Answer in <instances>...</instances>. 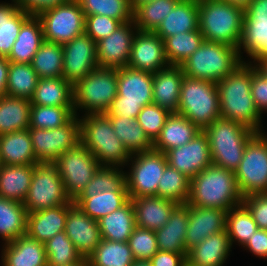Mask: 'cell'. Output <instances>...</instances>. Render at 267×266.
<instances>
[{"instance_id":"cell-1","label":"cell","mask_w":267,"mask_h":266,"mask_svg":"<svg viewBox=\"0 0 267 266\" xmlns=\"http://www.w3.org/2000/svg\"><path fill=\"white\" fill-rule=\"evenodd\" d=\"M244 61L232 73L218 81L220 115L262 133V115L251 95V62Z\"/></svg>"},{"instance_id":"cell-2","label":"cell","mask_w":267,"mask_h":266,"mask_svg":"<svg viewBox=\"0 0 267 266\" xmlns=\"http://www.w3.org/2000/svg\"><path fill=\"white\" fill-rule=\"evenodd\" d=\"M242 201L233 171L211 164L191 178L189 205L228 211Z\"/></svg>"},{"instance_id":"cell-3","label":"cell","mask_w":267,"mask_h":266,"mask_svg":"<svg viewBox=\"0 0 267 266\" xmlns=\"http://www.w3.org/2000/svg\"><path fill=\"white\" fill-rule=\"evenodd\" d=\"M80 142L97 158L100 165H129L131 154L113 130L105 113L81 116Z\"/></svg>"},{"instance_id":"cell-4","label":"cell","mask_w":267,"mask_h":266,"mask_svg":"<svg viewBox=\"0 0 267 266\" xmlns=\"http://www.w3.org/2000/svg\"><path fill=\"white\" fill-rule=\"evenodd\" d=\"M212 164L235 172L248 142L257 134L246 125L224 118L205 128Z\"/></svg>"},{"instance_id":"cell-5","label":"cell","mask_w":267,"mask_h":266,"mask_svg":"<svg viewBox=\"0 0 267 266\" xmlns=\"http://www.w3.org/2000/svg\"><path fill=\"white\" fill-rule=\"evenodd\" d=\"M198 7L204 40L238 48L244 11L224 0H198Z\"/></svg>"},{"instance_id":"cell-6","label":"cell","mask_w":267,"mask_h":266,"mask_svg":"<svg viewBox=\"0 0 267 266\" xmlns=\"http://www.w3.org/2000/svg\"><path fill=\"white\" fill-rule=\"evenodd\" d=\"M242 63L237 47L204 40L181 68L189 78L217 83Z\"/></svg>"},{"instance_id":"cell-7","label":"cell","mask_w":267,"mask_h":266,"mask_svg":"<svg viewBox=\"0 0 267 266\" xmlns=\"http://www.w3.org/2000/svg\"><path fill=\"white\" fill-rule=\"evenodd\" d=\"M177 114L188 118L201 131L221 118L217 84L184 75Z\"/></svg>"},{"instance_id":"cell-8","label":"cell","mask_w":267,"mask_h":266,"mask_svg":"<svg viewBox=\"0 0 267 266\" xmlns=\"http://www.w3.org/2000/svg\"><path fill=\"white\" fill-rule=\"evenodd\" d=\"M117 96V69L98 67L73 86L74 113H106Z\"/></svg>"},{"instance_id":"cell-9","label":"cell","mask_w":267,"mask_h":266,"mask_svg":"<svg viewBox=\"0 0 267 266\" xmlns=\"http://www.w3.org/2000/svg\"><path fill=\"white\" fill-rule=\"evenodd\" d=\"M65 204H74V201L67 195L57 167L50 162L35 164L29 192L23 203L27 212Z\"/></svg>"},{"instance_id":"cell-10","label":"cell","mask_w":267,"mask_h":266,"mask_svg":"<svg viewBox=\"0 0 267 266\" xmlns=\"http://www.w3.org/2000/svg\"><path fill=\"white\" fill-rule=\"evenodd\" d=\"M242 197L267 193V135L257 133L246 145L240 165L235 170Z\"/></svg>"},{"instance_id":"cell-11","label":"cell","mask_w":267,"mask_h":266,"mask_svg":"<svg viewBox=\"0 0 267 266\" xmlns=\"http://www.w3.org/2000/svg\"><path fill=\"white\" fill-rule=\"evenodd\" d=\"M128 162H131L130 172L125 173L129 198L156 196L159 180L168 164L166 155L152 149L131 154Z\"/></svg>"},{"instance_id":"cell-12","label":"cell","mask_w":267,"mask_h":266,"mask_svg":"<svg viewBox=\"0 0 267 266\" xmlns=\"http://www.w3.org/2000/svg\"><path fill=\"white\" fill-rule=\"evenodd\" d=\"M37 17L41 21L45 41L63 45L85 33V14L77 0L44 10Z\"/></svg>"},{"instance_id":"cell-13","label":"cell","mask_w":267,"mask_h":266,"mask_svg":"<svg viewBox=\"0 0 267 266\" xmlns=\"http://www.w3.org/2000/svg\"><path fill=\"white\" fill-rule=\"evenodd\" d=\"M53 164L64 183L71 200H75L85 189L100 167L97 158L80 142L75 148L60 155Z\"/></svg>"},{"instance_id":"cell-14","label":"cell","mask_w":267,"mask_h":266,"mask_svg":"<svg viewBox=\"0 0 267 266\" xmlns=\"http://www.w3.org/2000/svg\"><path fill=\"white\" fill-rule=\"evenodd\" d=\"M79 117L75 115L67 124L58 128H28L38 162L53 163L60 155L80 143Z\"/></svg>"},{"instance_id":"cell-15","label":"cell","mask_w":267,"mask_h":266,"mask_svg":"<svg viewBox=\"0 0 267 266\" xmlns=\"http://www.w3.org/2000/svg\"><path fill=\"white\" fill-rule=\"evenodd\" d=\"M63 46V77L74 86L98 68L96 42L86 33Z\"/></svg>"},{"instance_id":"cell-16","label":"cell","mask_w":267,"mask_h":266,"mask_svg":"<svg viewBox=\"0 0 267 266\" xmlns=\"http://www.w3.org/2000/svg\"><path fill=\"white\" fill-rule=\"evenodd\" d=\"M138 28L134 20L122 23L111 35L96 43L97 64L119 69L128 65L132 42Z\"/></svg>"},{"instance_id":"cell-17","label":"cell","mask_w":267,"mask_h":266,"mask_svg":"<svg viewBox=\"0 0 267 266\" xmlns=\"http://www.w3.org/2000/svg\"><path fill=\"white\" fill-rule=\"evenodd\" d=\"M165 155L172 168L190 179L212 164L210 146L204 131L198 133L187 144L168 150Z\"/></svg>"},{"instance_id":"cell-18","label":"cell","mask_w":267,"mask_h":266,"mask_svg":"<svg viewBox=\"0 0 267 266\" xmlns=\"http://www.w3.org/2000/svg\"><path fill=\"white\" fill-rule=\"evenodd\" d=\"M127 66L150 73L170 66L163 40L155 32L137 30Z\"/></svg>"},{"instance_id":"cell-19","label":"cell","mask_w":267,"mask_h":266,"mask_svg":"<svg viewBox=\"0 0 267 266\" xmlns=\"http://www.w3.org/2000/svg\"><path fill=\"white\" fill-rule=\"evenodd\" d=\"M64 232L83 258H88L98 247L101 234L98 221L90 218L75 203L67 211Z\"/></svg>"},{"instance_id":"cell-20","label":"cell","mask_w":267,"mask_h":266,"mask_svg":"<svg viewBox=\"0 0 267 266\" xmlns=\"http://www.w3.org/2000/svg\"><path fill=\"white\" fill-rule=\"evenodd\" d=\"M227 211L218 208L197 207L188 204V224L185 249L193 246L212 234L226 230Z\"/></svg>"},{"instance_id":"cell-21","label":"cell","mask_w":267,"mask_h":266,"mask_svg":"<svg viewBox=\"0 0 267 266\" xmlns=\"http://www.w3.org/2000/svg\"><path fill=\"white\" fill-rule=\"evenodd\" d=\"M153 73L125 66L117 69V95L120 102L153 104Z\"/></svg>"},{"instance_id":"cell-22","label":"cell","mask_w":267,"mask_h":266,"mask_svg":"<svg viewBox=\"0 0 267 266\" xmlns=\"http://www.w3.org/2000/svg\"><path fill=\"white\" fill-rule=\"evenodd\" d=\"M183 77L181 66L175 65L153 73V104L170 113H177Z\"/></svg>"},{"instance_id":"cell-23","label":"cell","mask_w":267,"mask_h":266,"mask_svg":"<svg viewBox=\"0 0 267 266\" xmlns=\"http://www.w3.org/2000/svg\"><path fill=\"white\" fill-rule=\"evenodd\" d=\"M1 255V266H48L44 243L27 234L5 243Z\"/></svg>"},{"instance_id":"cell-24","label":"cell","mask_w":267,"mask_h":266,"mask_svg":"<svg viewBox=\"0 0 267 266\" xmlns=\"http://www.w3.org/2000/svg\"><path fill=\"white\" fill-rule=\"evenodd\" d=\"M72 205H59L28 213L26 234L45 244L55 234L65 230L67 211Z\"/></svg>"},{"instance_id":"cell-25","label":"cell","mask_w":267,"mask_h":266,"mask_svg":"<svg viewBox=\"0 0 267 266\" xmlns=\"http://www.w3.org/2000/svg\"><path fill=\"white\" fill-rule=\"evenodd\" d=\"M134 208L136 226L156 231L168 221L176 202L159 196H142L130 199Z\"/></svg>"},{"instance_id":"cell-26","label":"cell","mask_w":267,"mask_h":266,"mask_svg":"<svg viewBox=\"0 0 267 266\" xmlns=\"http://www.w3.org/2000/svg\"><path fill=\"white\" fill-rule=\"evenodd\" d=\"M227 231L212 234L193 246L187 252L189 266H224L231 251Z\"/></svg>"},{"instance_id":"cell-27","label":"cell","mask_w":267,"mask_h":266,"mask_svg":"<svg viewBox=\"0 0 267 266\" xmlns=\"http://www.w3.org/2000/svg\"><path fill=\"white\" fill-rule=\"evenodd\" d=\"M188 224V204H178L167 223L155 231L158 250L187 253L185 249Z\"/></svg>"},{"instance_id":"cell-28","label":"cell","mask_w":267,"mask_h":266,"mask_svg":"<svg viewBox=\"0 0 267 266\" xmlns=\"http://www.w3.org/2000/svg\"><path fill=\"white\" fill-rule=\"evenodd\" d=\"M198 0H180L154 31L162 40L199 28Z\"/></svg>"},{"instance_id":"cell-29","label":"cell","mask_w":267,"mask_h":266,"mask_svg":"<svg viewBox=\"0 0 267 266\" xmlns=\"http://www.w3.org/2000/svg\"><path fill=\"white\" fill-rule=\"evenodd\" d=\"M242 49L253 62L267 59V16H243L238 53L244 62Z\"/></svg>"},{"instance_id":"cell-30","label":"cell","mask_w":267,"mask_h":266,"mask_svg":"<svg viewBox=\"0 0 267 266\" xmlns=\"http://www.w3.org/2000/svg\"><path fill=\"white\" fill-rule=\"evenodd\" d=\"M201 130L188 118L171 113L160 135L153 142V149L166 153L168 150L183 146L191 141Z\"/></svg>"},{"instance_id":"cell-31","label":"cell","mask_w":267,"mask_h":266,"mask_svg":"<svg viewBox=\"0 0 267 266\" xmlns=\"http://www.w3.org/2000/svg\"><path fill=\"white\" fill-rule=\"evenodd\" d=\"M1 165H31L39 163L33 152L28 129L0 135Z\"/></svg>"},{"instance_id":"cell-32","label":"cell","mask_w":267,"mask_h":266,"mask_svg":"<svg viewBox=\"0 0 267 266\" xmlns=\"http://www.w3.org/2000/svg\"><path fill=\"white\" fill-rule=\"evenodd\" d=\"M43 41L41 21L37 15H31L22 24L19 35L7 59L10 62L31 64Z\"/></svg>"},{"instance_id":"cell-33","label":"cell","mask_w":267,"mask_h":266,"mask_svg":"<svg viewBox=\"0 0 267 266\" xmlns=\"http://www.w3.org/2000/svg\"><path fill=\"white\" fill-rule=\"evenodd\" d=\"M34 165H1L0 196L23 204L29 192Z\"/></svg>"},{"instance_id":"cell-34","label":"cell","mask_w":267,"mask_h":266,"mask_svg":"<svg viewBox=\"0 0 267 266\" xmlns=\"http://www.w3.org/2000/svg\"><path fill=\"white\" fill-rule=\"evenodd\" d=\"M32 105L74 107L73 86L64 77L38 79Z\"/></svg>"},{"instance_id":"cell-35","label":"cell","mask_w":267,"mask_h":266,"mask_svg":"<svg viewBox=\"0 0 267 266\" xmlns=\"http://www.w3.org/2000/svg\"><path fill=\"white\" fill-rule=\"evenodd\" d=\"M98 225L102 239L128 242L136 227L135 213L131 200L121 208L99 219Z\"/></svg>"},{"instance_id":"cell-36","label":"cell","mask_w":267,"mask_h":266,"mask_svg":"<svg viewBox=\"0 0 267 266\" xmlns=\"http://www.w3.org/2000/svg\"><path fill=\"white\" fill-rule=\"evenodd\" d=\"M32 104L29 99L3 95L0 97V135L30 127Z\"/></svg>"},{"instance_id":"cell-37","label":"cell","mask_w":267,"mask_h":266,"mask_svg":"<svg viewBox=\"0 0 267 266\" xmlns=\"http://www.w3.org/2000/svg\"><path fill=\"white\" fill-rule=\"evenodd\" d=\"M31 16L12 0L0 3V56L8 57L22 24Z\"/></svg>"},{"instance_id":"cell-38","label":"cell","mask_w":267,"mask_h":266,"mask_svg":"<svg viewBox=\"0 0 267 266\" xmlns=\"http://www.w3.org/2000/svg\"><path fill=\"white\" fill-rule=\"evenodd\" d=\"M27 215L22 203L0 196V237L4 244L26 234Z\"/></svg>"},{"instance_id":"cell-39","label":"cell","mask_w":267,"mask_h":266,"mask_svg":"<svg viewBox=\"0 0 267 266\" xmlns=\"http://www.w3.org/2000/svg\"><path fill=\"white\" fill-rule=\"evenodd\" d=\"M113 130L130 154L153 149V142L146 135L137 119L107 115Z\"/></svg>"},{"instance_id":"cell-40","label":"cell","mask_w":267,"mask_h":266,"mask_svg":"<svg viewBox=\"0 0 267 266\" xmlns=\"http://www.w3.org/2000/svg\"><path fill=\"white\" fill-rule=\"evenodd\" d=\"M129 200L128 191H103L93 197L76 198L74 203L90 218L98 221L124 206Z\"/></svg>"},{"instance_id":"cell-41","label":"cell","mask_w":267,"mask_h":266,"mask_svg":"<svg viewBox=\"0 0 267 266\" xmlns=\"http://www.w3.org/2000/svg\"><path fill=\"white\" fill-rule=\"evenodd\" d=\"M87 260L89 266H131L135 259L128 242L101 239Z\"/></svg>"},{"instance_id":"cell-42","label":"cell","mask_w":267,"mask_h":266,"mask_svg":"<svg viewBox=\"0 0 267 266\" xmlns=\"http://www.w3.org/2000/svg\"><path fill=\"white\" fill-rule=\"evenodd\" d=\"M31 65L39 79L63 77V46L44 40Z\"/></svg>"},{"instance_id":"cell-43","label":"cell","mask_w":267,"mask_h":266,"mask_svg":"<svg viewBox=\"0 0 267 266\" xmlns=\"http://www.w3.org/2000/svg\"><path fill=\"white\" fill-rule=\"evenodd\" d=\"M119 166L100 165L77 198L93 197L103 191H127L126 173Z\"/></svg>"},{"instance_id":"cell-44","label":"cell","mask_w":267,"mask_h":266,"mask_svg":"<svg viewBox=\"0 0 267 266\" xmlns=\"http://www.w3.org/2000/svg\"><path fill=\"white\" fill-rule=\"evenodd\" d=\"M166 57L170 65L181 66L204 42L199 30L183 32L163 39Z\"/></svg>"},{"instance_id":"cell-45","label":"cell","mask_w":267,"mask_h":266,"mask_svg":"<svg viewBox=\"0 0 267 266\" xmlns=\"http://www.w3.org/2000/svg\"><path fill=\"white\" fill-rule=\"evenodd\" d=\"M31 64L9 62L6 95L31 99L38 82Z\"/></svg>"},{"instance_id":"cell-46","label":"cell","mask_w":267,"mask_h":266,"mask_svg":"<svg viewBox=\"0 0 267 266\" xmlns=\"http://www.w3.org/2000/svg\"><path fill=\"white\" fill-rule=\"evenodd\" d=\"M257 229L258 226L251 212L243 203L227 211L226 231L231 246H233L234 242H237L239 246L244 247L249 241V237L253 236Z\"/></svg>"},{"instance_id":"cell-47","label":"cell","mask_w":267,"mask_h":266,"mask_svg":"<svg viewBox=\"0 0 267 266\" xmlns=\"http://www.w3.org/2000/svg\"><path fill=\"white\" fill-rule=\"evenodd\" d=\"M180 0H153L133 10V20L140 31L154 32Z\"/></svg>"},{"instance_id":"cell-48","label":"cell","mask_w":267,"mask_h":266,"mask_svg":"<svg viewBox=\"0 0 267 266\" xmlns=\"http://www.w3.org/2000/svg\"><path fill=\"white\" fill-rule=\"evenodd\" d=\"M190 185L191 179L188 176L167 164L159 180L156 196L177 204H186L190 195Z\"/></svg>"},{"instance_id":"cell-49","label":"cell","mask_w":267,"mask_h":266,"mask_svg":"<svg viewBox=\"0 0 267 266\" xmlns=\"http://www.w3.org/2000/svg\"><path fill=\"white\" fill-rule=\"evenodd\" d=\"M85 15H104L122 23L133 20L129 0H77Z\"/></svg>"},{"instance_id":"cell-50","label":"cell","mask_w":267,"mask_h":266,"mask_svg":"<svg viewBox=\"0 0 267 266\" xmlns=\"http://www.w3.org/2000/svg\"><path fill=\"white\" fill-rule=\"evenodd\" d=\"M48 266H66L79 262L83 257L64 231L55 234L45 244Z\"/></svg>"},{"instance_id":"cell-51","label":"cell","mask_w":267,"mask_h":266,"mask_svg":"<svg viewBox=\"0 0 267 266\" xmlns=\"http://www.w3.org/2000/svg\"><path fill=\"white\" fill-rule=\"evenodd\" d=\"M74 116V107L32 105L29 128H58L67 124Z\"/></svg>"},{"instance_id":"cell-52","label":"cell","mask_w":267,"mask_h":266,"mask_svg":"<svg viewBox=\"0 0 267 266\" xmlns=\"http://www.w3.org/2000/svg\"><path fill=\"white\" fill-rule=\"evenodd\" d=\"M134 259L150 260L158 251L155 231L135 227L128 239Z\"/></svg>"},{"instance_id":"cell-53","label":"cell","mask_w":267,"mask_h":266,"mask_svg":"<svg viewBox=\"0 0 267 266\" xmlns=\"http://www.w3.org/2000/svg\"><path fill=\"white\" fill-rule=\"evenodd\" d=\"M171 113L155 104L144 106L137 116V122L141 125L146 135L152 142L160 135V132Z\"/></svg>"},{"instance_id":"cell-54","label":"cell","mask_w":267,"mask_h":266,"mask_svg":"<svg viewBox=\"0 0 267 266\" xmlns=\"http://www.w3.org/2000/svg\"><path fill=\"white\" fill-rule=\"evenodd\" d=\"M121 24V21L104 15H85V33L96 43L111 35Z\"/></svg>"},{"instance_id":"cell-55","label":"cell","mask_w":267,"mask_h":266,"mask_svg":"<svg viewBox=\"0 0 267 266\" xmlns=\"http://www.w3.org/2000/svg\"><path fill=\"white\" fill-rule=\"evenodd\" d=\"M242 203L251 212L258 229L267 230V193L247 195Z\"/></svg>"},{"instance_id":"cell-56","label":"cell","mask_w":267,"mask_h":266,"mask_svg":"<svg viewBox=\"0 0 267 266\" xmlns=\"http://www.w3.org/2000/svg\"><path fill=\"white\" fill-rule=\"evenodd\" d=\"M251 95L259 113L267 112V78L251 62Z\"/></svg>"},{"instance_id":"cell-57","label":"cell","mask_w":267,"mask_h":266,"mask_svg":"<svg viewBox=\"0 0 267 266\" xmlns=\"http://www.w3.org/2000/svg\"><path fill=\"white\" fill-rule=\"evenodd\" d=\"M143 107L141 103L120 102V96L117 95L105 114L137 119Z\"/></svg>"},{"instance_id":"cell-58","label":"cell","mask_w":267,"mask_h":266,"mask_svg":"<svg viewBox=\"0 0 267 266\" xmlns=\"http://www.w3.org/2000/svg\"><path fill=\"white\" fill-rule=\"evenodd\" d=\"M187 253L158 250L150 259L152 266H186Z\"/></svg>"},{"instance_id":"cell-59","label":"cell","mask_w":267,"mask_h":266,"mask_svg":"<svg viewBox=\"0 0 267 266\" xmlns=\"http://www.w3.org/2000/svg\"><path fill=\"white\" fill-rule=\"evenodd\" d=\"M70 0H14L23 10L31 15H38L44 10L53 8L59 4H64Z\"/></svg>"},{"instance_id":"cell-60","label":"cell","mask_w":267,"mask_h":266,"mask_svg":"<svg viewBox=\"0 0 267 266\" xmlns=\"http://www.w3.org/2000/svg\"><path fill=\"white\" fill-rule=\"evenodd\" d=\"M255 256L267 258V230L257 229L249 241L244 245Z\"/></svg>"},{"instance_id":"cell-61","label":"cell","mask_w":267,"mask_h":266,"mask_svg":"<svg viewBox=\"0 0 267 266\" xmlns=\"http://www.w3.org/2000/svg\"><path fill=\"white\" fill-rule=\"evenodd\" d=\"M243 16H267V0H252Z\"/></svg>"},{"instance_id":"cell-62","label":"cell","mask_w":267,"mask_h":266,"mask_svg":"<svg viewBox=\"0 0 267 266\" xmlns=\"http://www.w3.org/2000/svg\"><path fill=\"white\" fill-rule=\"evenodd\" d=\"M9 62L7 57L0 56V97L6 93Z\"/></svg>"},{"instance_id":"cell-63","label":"cell","mask_w":267,"mask_h":266,"mask_svg":"<svg viewBox=\"0 0 267 266\" xmlns=\"http://www.w3.org/2000/svg\"><path fill=\"white\" fill-rule=\"evenodd\" d=\"M253 63L256 69L267 78V59H258Z\"/></svg>"},{"instance_id":"cell-64","label":"cell","mask_w":267,"mask_h":266,"mask_svg":"<svg viewBox=\"0 0 267 266\" xmlns=\"http://www.w3.org/2000/svg\"><path fill=\"white\" fill-rule=\"evenodd\" d=\"M226 3L241 8L243 11L249 6L252 0H224Z\"/></svg>"},{"instance_id":"cell-65","label":"cell","mask_w":267,"mask_h":266,"mask_svg":"<svg viewBox=\"0 0 267 266\" xmlns=\"http://www.w3.org/2000/svg\"><path fill=\"white\" fill-rule=\"evenodd\" d=\"M131 266H152L150 260H137L135 259Z\"/></svg>"},{"instance_id":"cell-66","label":"cell","mask_w":267,"mask_h":266,"mask_svg":"<svg viewBox=\"0 0 267 266\" xmlns=\"http://www.w3.org/2000/svg\"><path fill=\"white\" fill-rule=\"evenodd\" d=\"M153 0H129L132 9L134 10L138 5L142 4V3H147Z\"/></svg>"},{"instance_id":"cell-67","label":"cell","mask_w":267,"mask_h":266,"mask_svg":"<svg viewBox=\"0 0 267 266\" xmlns=\"http://www.w3.org/2000/svg\"><path fill=\"white\" fill-rule=\"evenodd\" d=\"M66 266H89V264L86 258H82L79 262L75 264L66 265Z\"/></svg>"}]
</instances>
